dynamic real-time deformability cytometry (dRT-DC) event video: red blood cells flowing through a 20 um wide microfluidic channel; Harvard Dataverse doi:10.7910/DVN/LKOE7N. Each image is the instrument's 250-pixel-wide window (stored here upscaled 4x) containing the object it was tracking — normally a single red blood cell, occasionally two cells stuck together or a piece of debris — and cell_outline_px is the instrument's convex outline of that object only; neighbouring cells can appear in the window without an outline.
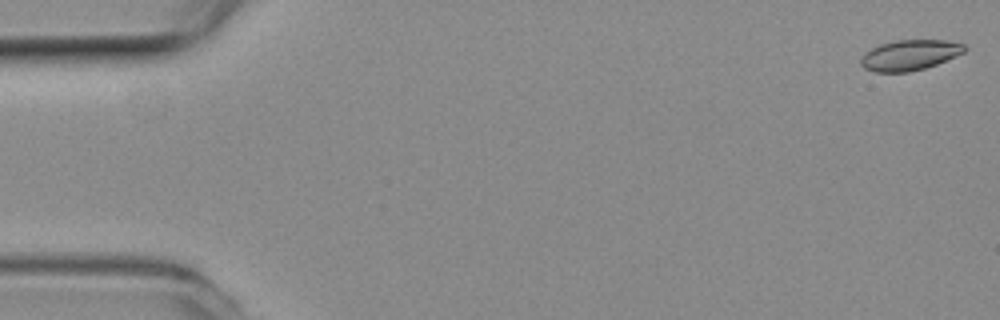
{"species": "common noctule bat (a hibernating species)", "species_latin": "Nyctalus noctula", "temperature_condition": "room temperature", "stored_images_in_passage": 8, "camera_frame_rate_fps": 3000, "um_per_image_px": 0.085, "animal": {"sex": "female", "body_mass_g": 19.3, "forearm_length_mm": 54.1}, "frame": {"image": 1, "passage_image": 1, "time_ms": 0.0, "image_size_px": [1000, 320], "cell_outline_px": [[968, 48], [964, 52], [936, 64], [924, 68], [908, 72], [876, 72], [864, 68], [860, 64], [860, 56], [864, 52], [880, 44], [896, 40], [948, 40], [964, 44]], "centroid_in_image_um": [77.3, 4.67], "position_along_channel_um": 7.7, "area_um2": 18.44}}